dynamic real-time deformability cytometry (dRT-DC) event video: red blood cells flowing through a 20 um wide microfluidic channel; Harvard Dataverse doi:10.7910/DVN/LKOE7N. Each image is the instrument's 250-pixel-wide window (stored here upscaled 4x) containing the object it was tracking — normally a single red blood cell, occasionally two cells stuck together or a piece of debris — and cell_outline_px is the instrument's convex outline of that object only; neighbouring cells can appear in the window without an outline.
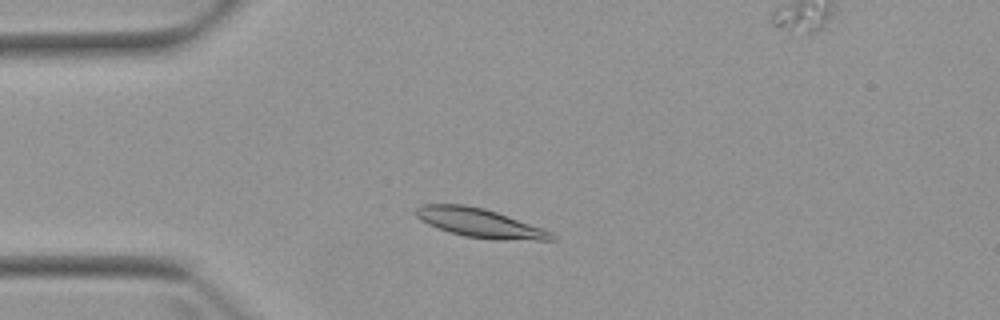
{"species": "Egyptian fruit bat (a non-hibernating species)", "species_latin": "Rousettus aegyptiacus", "temperature_condition": "warm", "stored_images_in_passage": 5, "camera_frame_rate_fps": 3000, "um_per_image_px": 0.085, "animal": {"sex": "female"}, "frame": {"image": 1, "passage_image": 3, "time_ms": 2.333, "image_size_px": [1000, 320], "cell_outline_px": [[556, 240], [492, 240], [464, 236], [448, 232], [436, 228], [420, 220], [412, 212], [420, 204], [464, 204], [484, 208], [544, 228], [552, 232], [556, 236]], "centroid_in_image_um": [40.76, 18.96], "position_along_channel_um": 44.2, "area_um2": 23.29}}
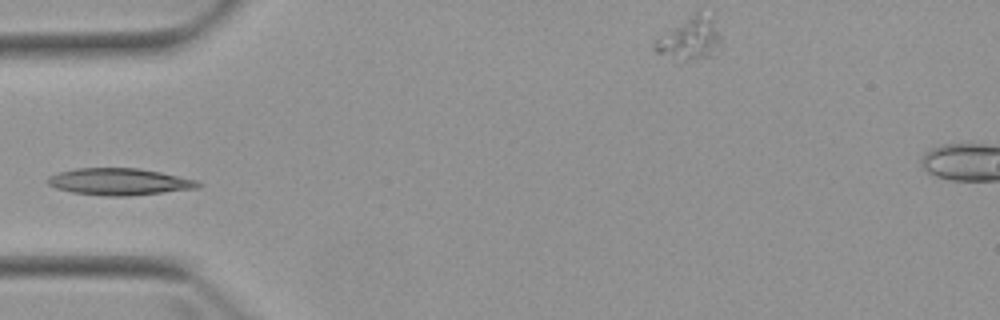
{"frame": {"image": 2, "passage_image": 4, "time_ms": 3.667, "image_size_px": [1000, 320], "cell_outline_px": [[204, 184], [200, 188], [128, 196], [108, 196], [72, 192], [56, 188], [48, 184], [44, 180], [48, 176], [56, 172], [76, 168], [140, 168], [160, 172], [196, 180]], "centroid_in_image_um": [10.12, 15.44], "position_along_channel_um": 74.9, "area_um2": 23.7}}
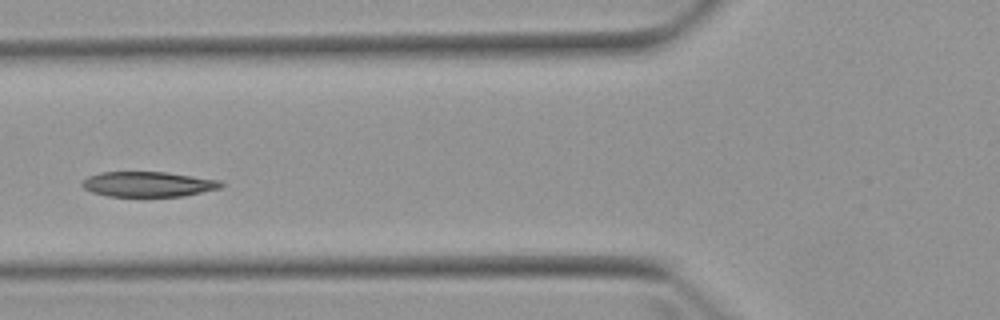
{"frame": {"image": 3, "passage_image": 5, "time_ms": 4.667, "image_size_px": [1000, 320], "cell_outline_px": [[224, 184], [220, 188], [184, 196], [108, 196], [92, 192], [84, 188], [80, 184], [88, 176], [100, 172], [164, 172], [220, 180]], "centroid_in_image_um": [12.58, 15.65], "position_along_channel_um": 113.2, "area_um2": 20.23}}